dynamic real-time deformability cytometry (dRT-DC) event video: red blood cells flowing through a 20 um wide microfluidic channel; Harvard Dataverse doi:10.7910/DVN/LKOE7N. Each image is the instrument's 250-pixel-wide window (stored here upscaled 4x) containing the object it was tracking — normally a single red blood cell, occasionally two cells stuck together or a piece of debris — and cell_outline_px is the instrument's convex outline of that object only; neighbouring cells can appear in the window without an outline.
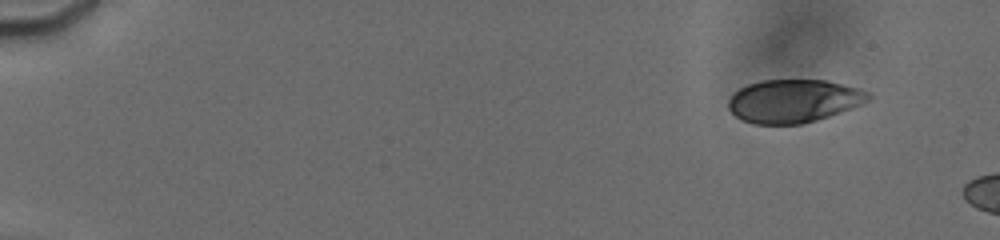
{"species": "human", "species_latin": "Homo sapiens", "temperature_condition": "cold", "stored_images_in_passage": 20, "camera_frame_rate_fps": 3000, "um_per_image_px": 0.085, "donor": {"sex": "male"}, "frame": {"image": 1, "passage_image": 10, "time_ms": 1.667, "image_size_px": [1000, 240], "cell_outline_px": [[872, 100], [864, 104], [816, 120], [800, 124], [752, 124], [740, 120], [728, 108], [728, 100], [740, 88], [748, 84], [764, 80], [824, 80], [860, 88], [868, 92], [872, 96]], "centroid_in_image_um": [67.48, 8.59], "position_along_channel_um": 17.5, "area_um2": 35.26}}